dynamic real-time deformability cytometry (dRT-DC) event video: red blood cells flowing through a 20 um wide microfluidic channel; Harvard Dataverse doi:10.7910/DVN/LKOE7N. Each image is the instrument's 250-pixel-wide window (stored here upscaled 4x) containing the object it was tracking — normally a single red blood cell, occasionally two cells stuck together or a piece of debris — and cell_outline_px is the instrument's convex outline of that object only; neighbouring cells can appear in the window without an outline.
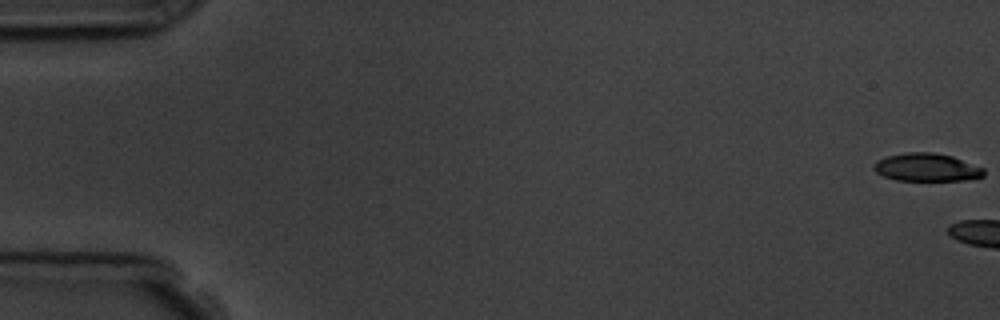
{"species": "common noctule bat (a hibernating species)", "species_latin": "Nyctalus noctula", "temperature_condition": "room temperature", "stored_images_in_passage": 6, "camera_frame_rate_fps": 3000, "um_per_image_px": 0.085, "animal": {"sex": "male", "body_mass_g": 19.5, "forearm_length_mm": 54.6}, "frame": {"image": 1, "passage_image": 1, "time_ms": 0.0, "image_size_px": [1000, 320], "cell_outline_px": [[984, 176], [964, 180], [896, 180], [884, 176], [876, 172], [872, 168], [872, 164], [876, 160], [888, 156], [908, 152], [932, 152], [952, 156], [984, 168]], "centroid_in_image_um": [78.74, 14.22], "position_along_channel_um": 6.3, "area_um2": 17.86}}
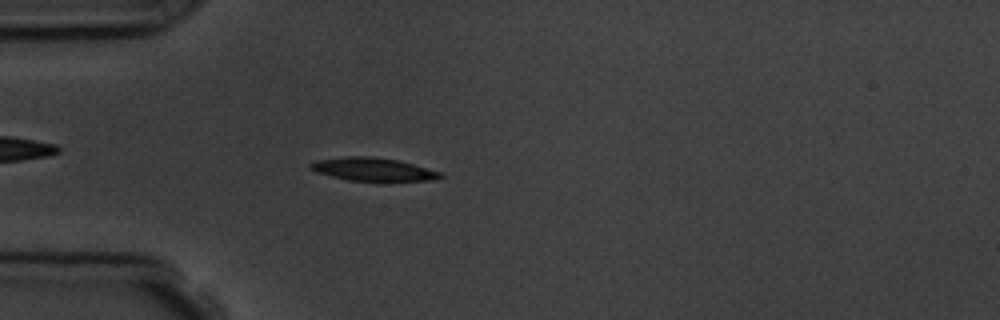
{"frame": {"image": 2, "passage_image": 6, "time_ms": 6.333, "image_size_px": [1000, 320], "cell_outline_px": [[444, 176], [436, 180], [348, 180], [316, 172], [308, 168], [308, 164], [316, 160], [348, 156], [372, 156], [396, 160], [444, 172]], "centroid_in_image_um": [31.7, 14.38], "position_along_channel_um": 53.3, "area_um2": 17.34}}